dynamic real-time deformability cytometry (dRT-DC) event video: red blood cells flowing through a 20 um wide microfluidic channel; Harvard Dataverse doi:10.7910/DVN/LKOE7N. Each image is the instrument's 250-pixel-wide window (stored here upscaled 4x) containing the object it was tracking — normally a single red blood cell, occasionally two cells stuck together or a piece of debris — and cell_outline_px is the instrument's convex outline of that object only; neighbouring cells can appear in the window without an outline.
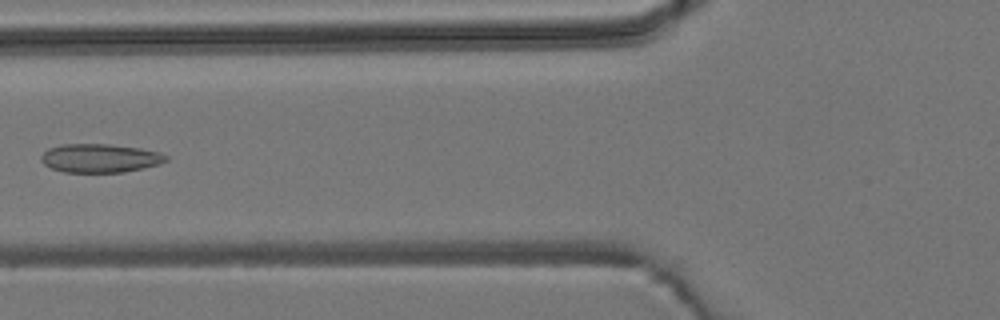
{"species": "common noctule bat (a hibernating species)", "species_latin": "Nyctalus noctula", "temperature_condition": "room temperature", "stored_images_in_passage": 4, "camera_frame_rate_fps": 3000, "um_per_image_px": 0.085, "animal": {"sex": "male", "body_mass_g": 19.2, "forearm_length_mm": 51.8}, "frame": {"image": 1, "passage_image": 4, "time_ms": 5.667, "image_size_px": [1000, 320], "cell_outline_px": [[168, 160], [160, 164], [144, 168], [124, 172], [64, 172], [52, 168], [44, 164], [40, 160], [40, 156], [48, 148], [60, 144], [108, 144], [140, 148], [160, 152], [168, 156]], "centroid_in_image_um": [8.5, 13.44], "position_along_channel_um": 117.3, "area_um2": 20.98}}